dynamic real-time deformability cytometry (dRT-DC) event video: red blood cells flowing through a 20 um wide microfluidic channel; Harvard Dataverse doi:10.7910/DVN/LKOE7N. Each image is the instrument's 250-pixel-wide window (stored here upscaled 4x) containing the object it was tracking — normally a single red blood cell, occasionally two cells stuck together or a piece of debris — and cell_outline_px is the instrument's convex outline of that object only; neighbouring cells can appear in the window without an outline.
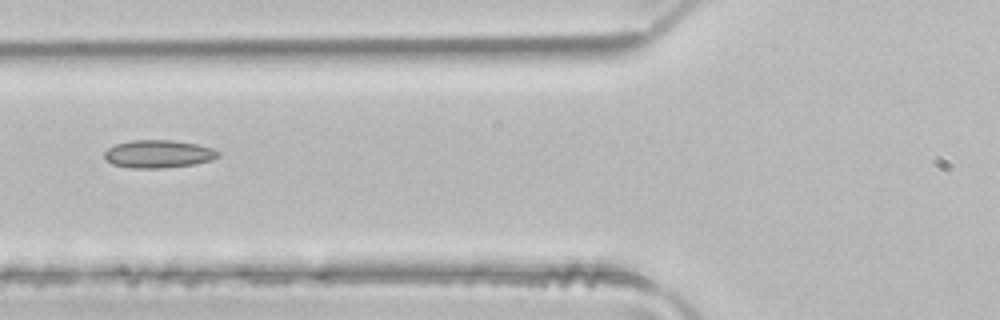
{"species": "common noctule bat (a hibernating species)", "species_latin": "Nyctalus noctula", "temperature_condition": "room temperature", "stored_images_in_passage": 3, "camera_frame_rate_fps": 3000, "um_per_image_px": 0.085, "animal": {"sex": "male", "body_mass_g": 21.5, "forearm_length_mm": 52.0}, "frame": {"image": 1, "passage_image": 3, "time_ms": 0.667, "image_size_px": [1000, 320], "cell_outline_px": [[220, 156], [212, 160], [192, 164], [160, 168], [132, 168], [112, 164], [104, 156], [104, 152], [108, 148], [116, 144], [128, 140], [172, 140], [196, 144], [212, 148], [220, 152]], "centroid_in_image_um": [13.46, 13.08], "position_along_channel_um": 112.3, "area_um2": 18.38}}